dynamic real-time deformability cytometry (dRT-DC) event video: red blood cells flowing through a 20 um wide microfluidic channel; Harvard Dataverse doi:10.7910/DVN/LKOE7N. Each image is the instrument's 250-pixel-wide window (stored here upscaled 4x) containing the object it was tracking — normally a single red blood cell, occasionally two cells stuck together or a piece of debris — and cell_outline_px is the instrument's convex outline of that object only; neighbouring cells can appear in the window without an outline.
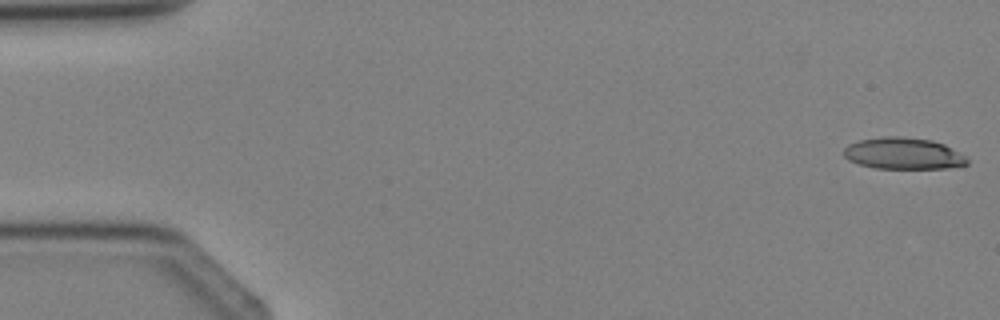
{"species": "Egyptian fruit bat (a non-hibernating species)", "species_latin": "Rousettus aegyptiacus", "temperature_condition": "cold", "stored_images_in_passage": 5, "camera_frame_rate_fps": 3000, "um_per_image_px": 0.085, "animal": {"sex": "female"}, "frame": {"image": 1, "passage_image": 1, "time_ms": 0.0, "image_size_px": [1000, 320], "cell_outline_px": [[968, 164], [948, 168], [876, 168], [860, 164], [848, 160], [844, 156], [844, 148], [848, 144], [860, 140], [880, 136], [900, 136], [932, 140], [944, 144], [964, 156], [968, 160]], "centroid_in_image_um": [76.75, 13.04], "position_along_channel_um": 8.2, "area_um2": 22.6}}
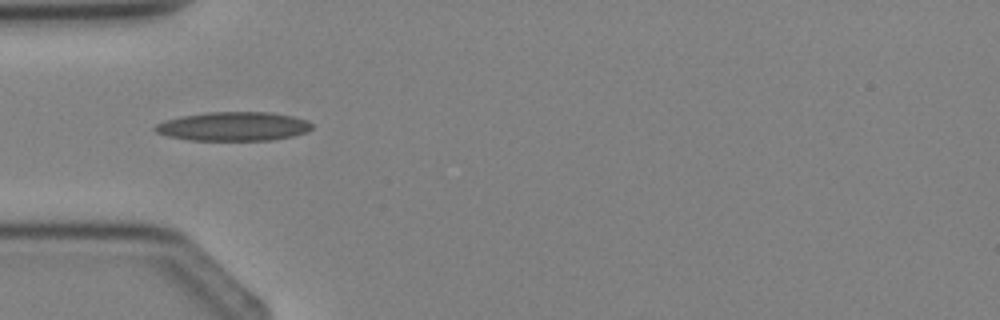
{"frame": {"image": 2, "passage_image": 4, "time_ms": 3.667, "image_size_px": [1000, 320], "cell_outline_px": [[312, 128], [308, 132], [292, 136], [272, 140], [188, 140], [168, 136], [156, 132], [152, 128], [156, 124], [164, 120], [180, 116], [208, 112], [268, 112], [292, 116], [308, 120], [312, 124]], "centroid_in_image_um": [19.83, 10.74], "position_along_channel_um": 65.2, "area_um2": 26.59}}
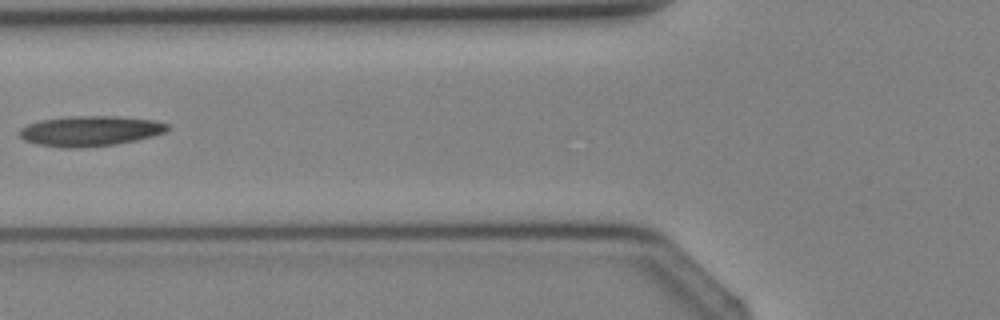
{"frame": {"image": 3, "passage_image": 5, "time_ms": 4.667, "image_size_px": [1000, 320], "cell_outline_px": [[168, 128], [164, 132], [152, 136], [136, 140], [116, 144], [80, 148], [68, 148], [36, 144], [24, 140], [20, 136], [20, 128], [28, 124], [40, 120], [72, 116], [116, 116], [152, 120], [168, 124]], "centroid_in_image_um": [7.63, 11.13], "position_along_channel_um": 118.2, "area_um2": 25.89}}